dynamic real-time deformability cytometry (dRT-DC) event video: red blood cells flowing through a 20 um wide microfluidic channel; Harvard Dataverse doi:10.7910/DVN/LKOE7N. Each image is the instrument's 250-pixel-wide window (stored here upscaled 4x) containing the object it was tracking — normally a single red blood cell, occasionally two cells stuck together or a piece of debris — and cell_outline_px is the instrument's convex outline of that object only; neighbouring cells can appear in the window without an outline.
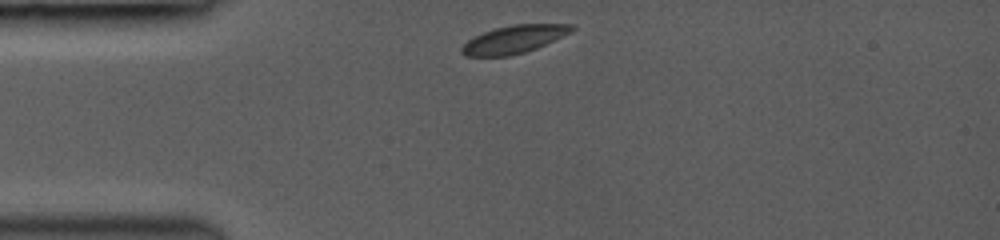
{"species": "common noctule bat (a hibernating species)", "species_latin": "Nyctalus noctula", "temperature_condition": "room temperature", "stored_images_in_passage": 6, "camera_frame_rate_fps": 3000, "um_per_image_px": 0.085, "animal": {"sex": "female", "body_mass_g": 19.0, "forearm_length_mm": 53.3}, "frame": {"image": 1, "passage_image": 1, "time_ms": 0.0, "image_size_px": [1000, 240], "cell_outline_px": [[576, 28], [572, 32], [536, 48], [524, 52], [508, 56], [464, 56], [460, 52], [460, 48], [468, 40], [484, 32], [496, 28], [512, 24], [572, 24]], "centroid_in_image_um": [43.69, 3.34], "position_along_channel_um": 41.3, "area_um2": 17.74}}
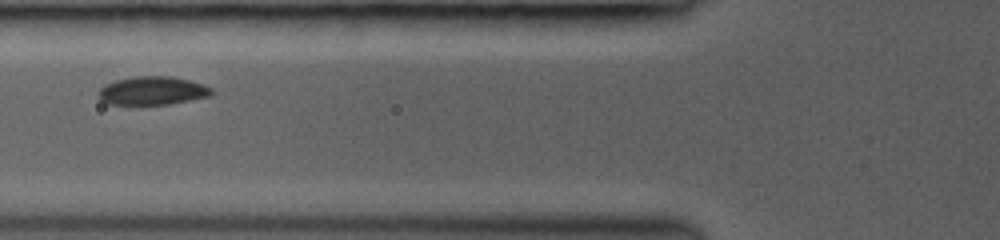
{"frame": {"image": 2, "passage_image": 3, "time_ms": 2.333, "image_size_px": [1000, 240], "cell_outline_px": [[212, 96], [168, 104], [140, 108], [108, 104], [100, 100], [96, 96], [96, 92], [104, 84], [116, 80], [136, 76], [172, 76], [204, 84], [212, 88]], "centroid_in_image_um": [12.87, 7.76], "position_along_channel_um": 112.9, "area_um2": 19.77}}
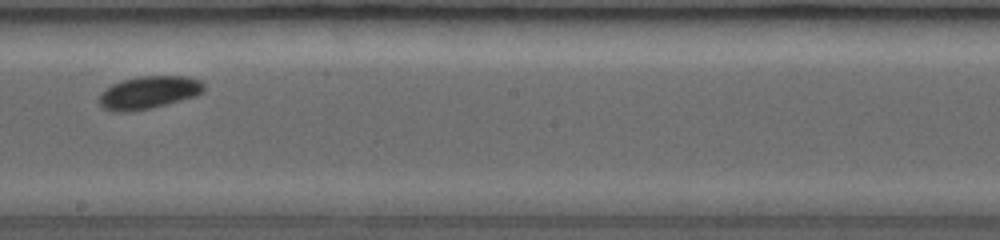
{"frame": {"image": 3, "passage_image": 6, "time_ms": 5.333, "image_size_px": [1000, 240], "cell_outline_px": [[204, 92], [196, 96], [152, 108], [132, 112], [112, 112], [104, 108], [96, 100], [100, 92], [112, 84], [120, 80], [140, 76], [188, 76], [200, 80], [204, 84]], "centroid_in_image_um": [12.61, 7.87], "position_along_channel_um": 235.6, "area_um2": 20.4}}